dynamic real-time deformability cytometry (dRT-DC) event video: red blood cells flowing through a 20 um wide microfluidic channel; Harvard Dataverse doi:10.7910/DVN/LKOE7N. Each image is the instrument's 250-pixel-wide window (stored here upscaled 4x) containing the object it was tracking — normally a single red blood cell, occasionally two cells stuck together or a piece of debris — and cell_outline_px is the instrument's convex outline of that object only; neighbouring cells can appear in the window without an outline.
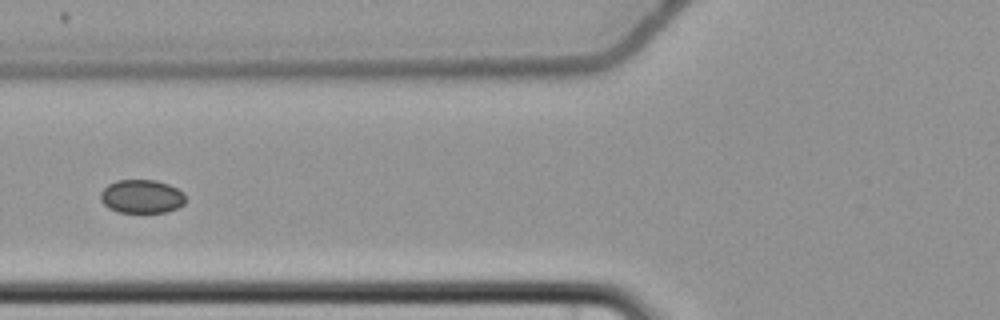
{"species": "common noctule bat (a hibernating species)", "species_latin": "Nyctalus noctula", "temperature_condition": "cold", "stored_images_in_passage": 5, "camera_frame_rate_fps": 3000, "um_per_image_px": 0.085, "animal": {"sex": "female", "body_mass_g": 22.7, "forearm_length_mm": 54.2}, "frame": {"image": 1, "passage_image": 3, "time_ms": 2.333, "image_size_px": [1000, 320], "cell_outline_px": [[184, 204], [168, 212], [120, 212], [108, 208], [100, 200], [100, 192], [108, 184], [116, 180], [156, 180], [168, 184], [184, 192]], "centroid_in_image_um": [12.02, 16.69], "position_along_channel_um": 113.8, "area_um2": 16.65}}
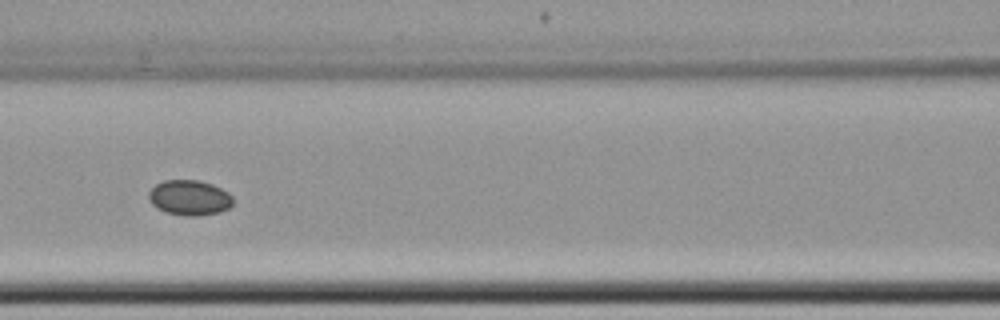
{"frame": {"image": 2, "passage_image": 4, "time_ms": 3.333, "image_size_px": [1000, 320], "cell_outline_px": [[232, 204], [228, 208], [220, 212], [196, 216], [188, 216], [164, 212], [156, 208], [152, 204], [148, 196], [148, 192], [156, 184], [164, 180], [200, 180], [212, 184], [228, 192], [232, 196]], "centroid_in_image_um": [16.09, 16.8], "position_along_channel_um": 150.5, "area_um2": 17.34}}
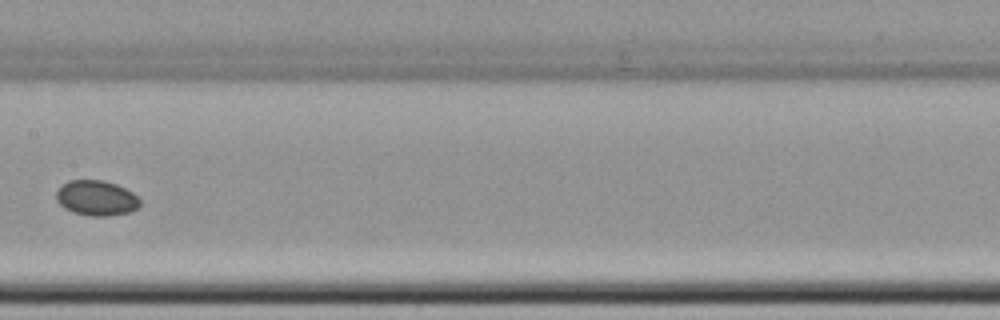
{"frame": {"image": 3, "passage_image": 5, "time_ms": 4.667, "image_size_px": [1000, 320], "cell_outline_px": [[140, 204], [136, 208], [128, 212], [108, 216], [88, 216], [72, 212], [64, 208], [56, 200], [56, 192], [68, 180], [104, 180], [116, 184], [132, 192], [140, 200]], "centroid_in_image_um": [8.17, 16.83], "position_along_channel_um": 199.2, "area_um2": 17.11}}